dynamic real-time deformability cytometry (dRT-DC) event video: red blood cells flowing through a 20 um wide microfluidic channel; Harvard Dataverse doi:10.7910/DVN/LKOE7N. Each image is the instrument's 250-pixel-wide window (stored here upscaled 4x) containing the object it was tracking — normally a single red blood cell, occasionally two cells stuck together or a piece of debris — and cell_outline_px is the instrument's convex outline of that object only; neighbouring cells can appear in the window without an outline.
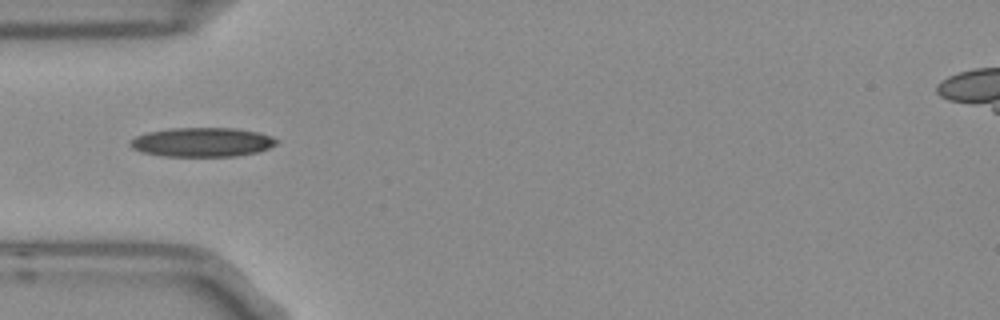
{"species": "Egyptian fruit bat (a non-hibernating species)", "species_latin": "Rousettus aegyptiacus", "temperature_condition": "room temperature", "stored_images_in_passage": 7, "camera_frame_rate_fps": 3000, "um_per_image_px": 0.085, "frame": {"image": 1, "passage_image": 4, "time_ms": 1.0, "image_size_px": [1000, 320], "cell_outline_px": [[280, 140], [276, 144], [268, 148], [256, 152], [236, 156], [168, 156], [144, 152], [132, 148], [128, 144], [136, 136], [148, 132], [172, 128], [236, 128], [256, 132], [272, 136]], "centroid_in_image_um": [17.21, 12.08], "position_along_channel_um": 67.8, "area_um2": 24.68}}
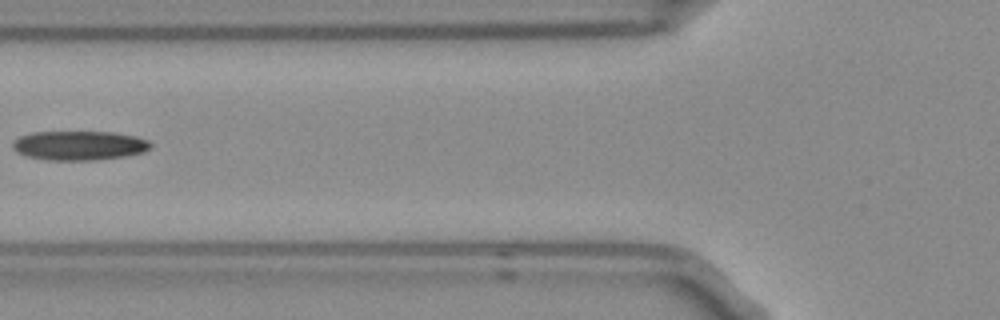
{"frame": {"image": 2, "passage_image": 5, "time_ms": 1.333, "image_size_px": [1000, 320], "cell_outline_px": [[152, 144], [144, 152], [124, 156], [92, 160], [52, 160], [28, 156], [16, 152], [12, 148], [12, 140], [20, 136], [32, 132], [112, 132], [136, 136], [148, 140]], "centroid_in_image_um": [6.7, 12.36], "position_along_channel_um": 119.1, "area_um2": 23.47}}